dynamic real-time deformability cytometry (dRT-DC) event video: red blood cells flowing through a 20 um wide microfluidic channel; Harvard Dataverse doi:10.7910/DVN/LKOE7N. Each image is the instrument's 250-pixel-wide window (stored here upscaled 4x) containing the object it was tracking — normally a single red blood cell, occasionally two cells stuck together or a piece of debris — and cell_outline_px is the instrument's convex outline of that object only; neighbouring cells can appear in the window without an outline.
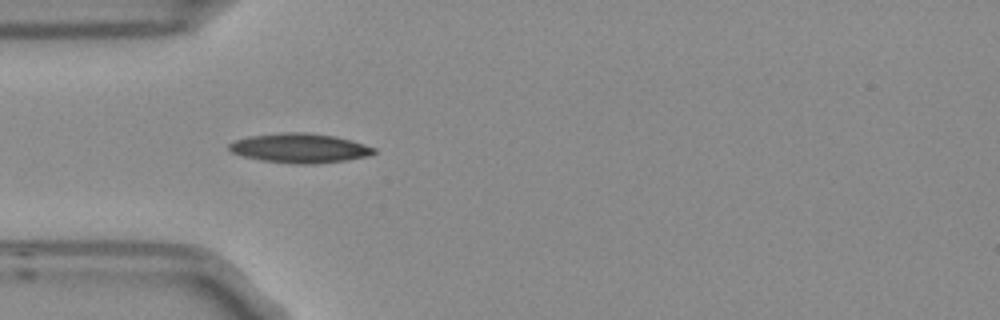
{"species": "Egyptian fruit bat (a non-hibernating species)", "species_latin": "Rousettus aegyptiacus", "temperature_condition": "room temperature", "stored_images_in_passage": 15, "camera_frame_rate_fps": 3000, "um_per_image_px": 0.085, "frame": {"image": 1, "passage_image": 5, "time_ms": 1.333, "image_size_px": [1000, 320], "cell_outline_px": [[376, 152], [368, 156], [344, 160], [316, 164], [292, 164], [260, 160], [244, 156], [232, 152], [228, 148], [228, 144], [236, 140], [248, 136], [288, 132], [304, 132], [336, 136], [352, 140], [376, 148]], "centroid_in_image_um": [25.49, 12.59], "position_along_channel_um": 59.5, "area_um2": 24.85}}
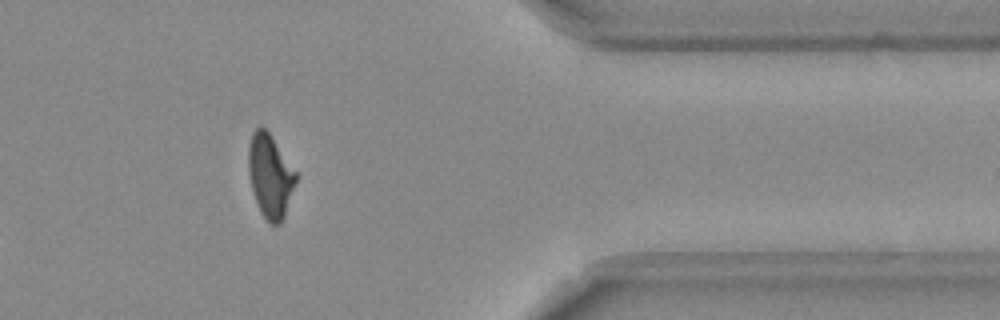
{"frame": {"image": 2, "passage_image": 13, "time_ms": 4.0, "image_size_px": [1000, 320], "cell_outline_px": [[296, 180], [284, 216], [280, 224], [272, 224], [260, 212], [252, 188], [248, 172], [248, 148], [252, 132], [260, 124], [268, 132], [296, 172]], "centroid_in_image_um": [22.93, 14.93], "position_along_channel_um": 388.5, "area_um2": 22.54}}
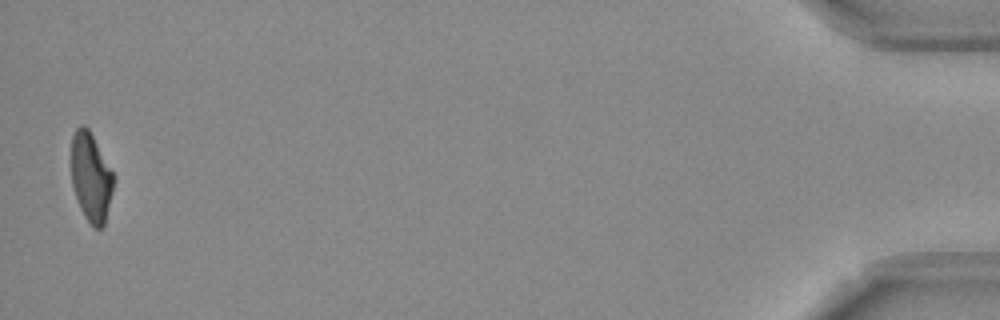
{"frame": {"image": 3, "passage_image": 15, "time_ms": 4.667, "image_size_px": [1000, 320], "cell_outline_px": [[116, 176], [104, 224], [100, 228], [92, 228], [88, 224], [80, 208], [72, 188], [72, 136], [76, 128], [80, 124], [84, 124], [88, 128]], "centroid_in_image_um": [7.74, 15.07], "position_along_channel_um": 427.5, "area_um2": 22.08}}